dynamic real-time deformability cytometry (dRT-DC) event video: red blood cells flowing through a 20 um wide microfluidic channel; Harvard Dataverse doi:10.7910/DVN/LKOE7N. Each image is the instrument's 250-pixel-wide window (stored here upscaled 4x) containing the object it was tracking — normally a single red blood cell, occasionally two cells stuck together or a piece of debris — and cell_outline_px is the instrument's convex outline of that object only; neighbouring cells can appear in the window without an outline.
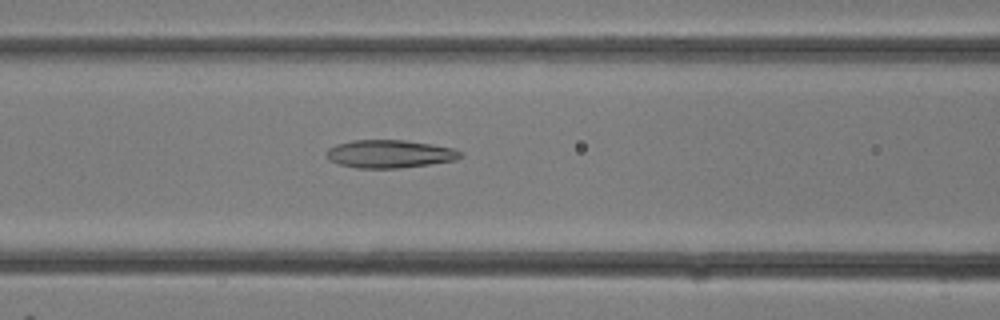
{"species": "common noctule bat (a hibernating species)", "species_latin": "Nyctalus noctula", "temperature_condition": "room temperature", "stored_images_in_passage": 14, "camera_frame_rate_fps": 3000, "um_per_image_px": 0.085, "animal": {"sex": "female"}, "frame": {"image": 1, "passage_image": 7, "time_ms": 2.0, "image_size_px": [1000, 320], "cell_outline_px": [[464, 156], [456, 160], [400, 168], [356, 168], [340, 164], [328, 160], [324, 152], [328, 148], [336, 144], [352, 140], [404, 140], [432, 144], [452, 148], [464, 152]], "centroid_in_image_um": [33.11, 13.08], "position_along_channel_um": 133.5, "area_um2": 22.02}}
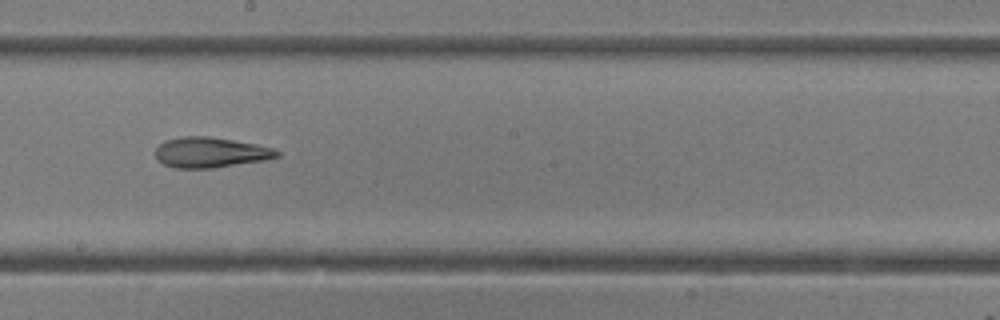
{"frame": {"image": 2, "passage_image": 11, "time_ms": 3.333, "image_size_px": [1000, 320], "cell_outline_px": [[280, 156], [264, 160], [212, 168], [176, 168], [164, 164], [156, 160], [156, 148], [164, 140], [184, 136], [208, 136], [256, 144], [272, 148], [280, 152]], "centroid_in_image_um": [17.86, 12.95], "position_along_channel_um": 230.3, "area_um2": 21.39}}
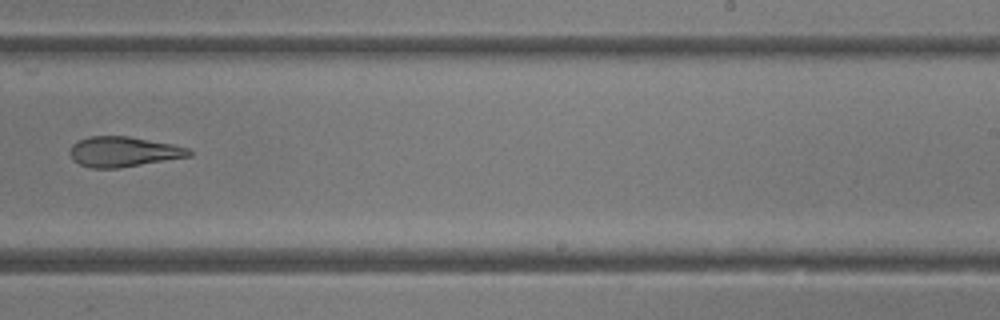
{"frame": {"image": 3, "passage_image": 13, "time_ms": 4.0, "image_size_px": [1000, 320], "cell_outline_px": [[192, 156], [120, 168], [92, 168], [80, 164], [72, 160], [72, 144], [88, 136], [128, 136], [172, 144], [188, 148], [192, 152]], "centroid_in_image_um": [10.52, 12.9], "position_along_channel_um": 278.5, "area_um2": 20.81}}